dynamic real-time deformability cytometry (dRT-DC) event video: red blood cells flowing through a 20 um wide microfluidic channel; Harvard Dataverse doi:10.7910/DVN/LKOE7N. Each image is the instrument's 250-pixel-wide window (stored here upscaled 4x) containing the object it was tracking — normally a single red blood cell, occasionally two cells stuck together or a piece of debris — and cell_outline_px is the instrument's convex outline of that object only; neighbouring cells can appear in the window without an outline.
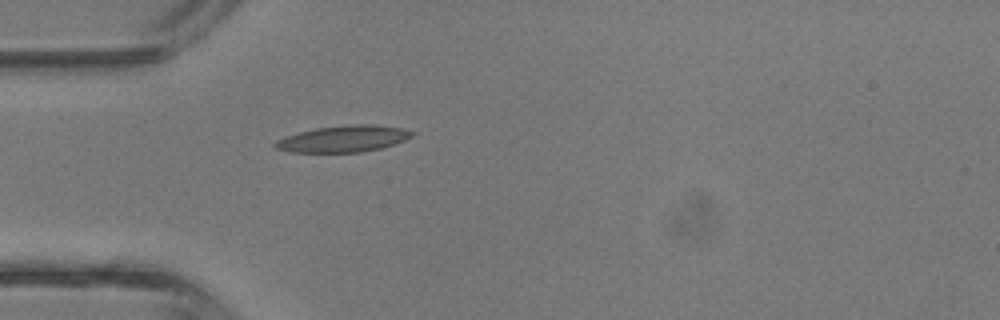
{"species": "common noctule bat (a hibernating species)", "species_latin": "Nyctalus noctula", "temperature_condition": "room temperature", "stored_images_in_passage": 3, "camera_frame_rate_fps": 3000, "um_per_image_px": 0.085, "animal": {"sex": "male", "body_mass_g": 13.3}, "frame": {"image": 1, "passage_image": 3, "time_ms": 0.667, "image_size_px": [1000, 320], "cell_outline_px": [[416, 132], [412, 136], [404, 140], [380, 148], [360, 152], [292, 152], [276, 148], [272, 144], [276, 140], [300, 132], [316, 128], [348, 124], [372, 124], [400, 128]], "centroid_in_image_um": [29.18, 11.79], "position_along_channel_um": 55.8, "area_um2": 20.87}}